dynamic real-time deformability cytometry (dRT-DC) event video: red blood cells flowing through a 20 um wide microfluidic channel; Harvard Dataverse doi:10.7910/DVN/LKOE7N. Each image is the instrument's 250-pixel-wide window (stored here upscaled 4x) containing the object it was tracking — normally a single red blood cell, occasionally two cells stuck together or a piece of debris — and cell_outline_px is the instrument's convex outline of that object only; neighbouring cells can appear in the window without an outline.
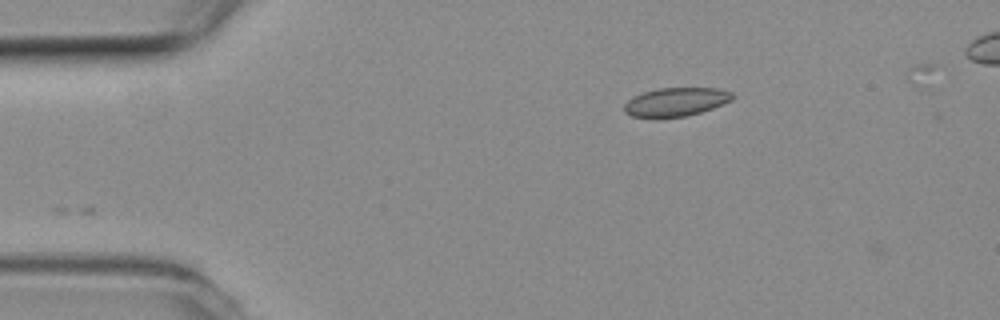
{"species": "common noctule bat (a hibernating species)", "species_latin": "Nyctalus noctula", "temperature_condition": "room temperature", "stored_images_in_passage": 5, "camera_frame_rate_fps": 3000, "um_per_image_px": 0.085, "animal": {"sex": "female", "body_mass_g": 19.3, "forearm_length_mm": 54.1}, "frame": {"image": 1, "passage_image": 1, "time_ms": 0.0, "image_size_px": [1000, 320], "cell_outline_px": [[732, 100], [724, 104], [700, 112], [684, 116], [632, 116], [624, 112], [624, 104], [628, 100], [644, 92], [660, 88], [716, 88], [732, 92]], "centroid_in_image_um": [57.47, 8.64], "position_along_channel_um": 27.5, "area_um2": 17.51}}